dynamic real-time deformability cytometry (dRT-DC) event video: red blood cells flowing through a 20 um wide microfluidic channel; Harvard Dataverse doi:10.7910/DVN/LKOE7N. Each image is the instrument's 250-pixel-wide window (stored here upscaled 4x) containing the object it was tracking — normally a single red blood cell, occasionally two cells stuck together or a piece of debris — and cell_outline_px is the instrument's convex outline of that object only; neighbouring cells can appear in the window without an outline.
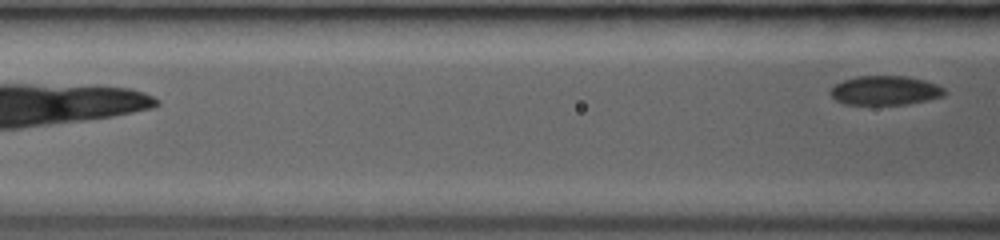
{"species": "common noctule bat (a hibernating species)", "species_latin": "Nyctalus noctula", "temperature_condition": "room temperature", "stored_images_in_passage": 6, "camera_frame_rate_fps": 3000, "um_per_image_px": 0.085, "animal": {"sex": "female", "body_mass_g": 19.0, "forearm_length_mm": 53.3}, "frame": {"image": 1, "passage_image": 6, "time_ms": 6.0, "image_size_px": [1000, 240], "cell_outline_px": [[948, 92], [944, 96], [928, 100], [908, 104], [844, 104], [836, 100], [828, 92], [836, 84], [844, 80], [856, 76], [908, 76], [924, 80], [936, 84], [944, 88]], "centroid_in_image_um": [75.27, 7.69], "position_along_channel_um": 91.3, "area_um2": 19.48}}